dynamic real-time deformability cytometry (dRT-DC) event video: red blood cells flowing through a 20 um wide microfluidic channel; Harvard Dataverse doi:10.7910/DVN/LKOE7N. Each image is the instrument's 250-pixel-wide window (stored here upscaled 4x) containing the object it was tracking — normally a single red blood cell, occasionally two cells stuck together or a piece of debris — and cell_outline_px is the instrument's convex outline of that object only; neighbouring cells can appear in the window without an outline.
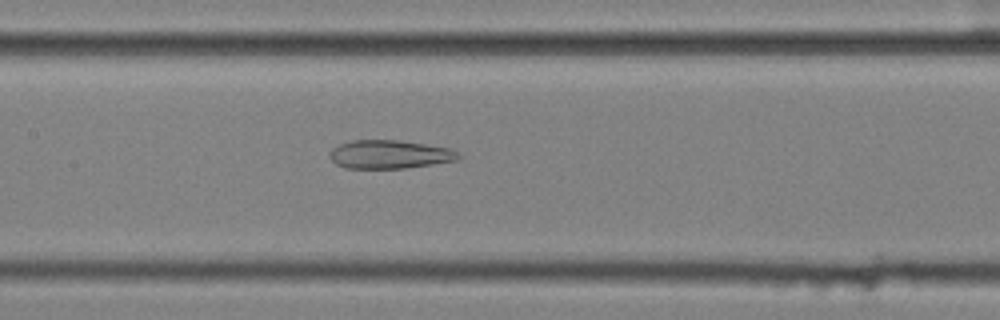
{"species": "common noctule bat (a hibernating species)", "species_latin": "Nyctalus noctula", "temperature_condition": "cold", "stored_images_in_passage": 58, "camera_frame_rate_fps": 3000, "um_per_image_px": 0.085, "animal": {"sex": "female", "body_mass_g": 25.1}, "frame": {"image": 1, "passage_image": 29, "time_ms": 9.333, "image_size_px": [1000, 320], "cell_outline_px": [[460, 156], [456, 160], [404, 168], [344, 168], [336, 164], [328, 156], [328, 152], [332, 148], [340, 144], [352, 140], [400, 140], [452, 148]], "centroid_in_image_um": [33.06, 13.11], "position_along_channel_um": 174.3, "area_um2": 21.33}}
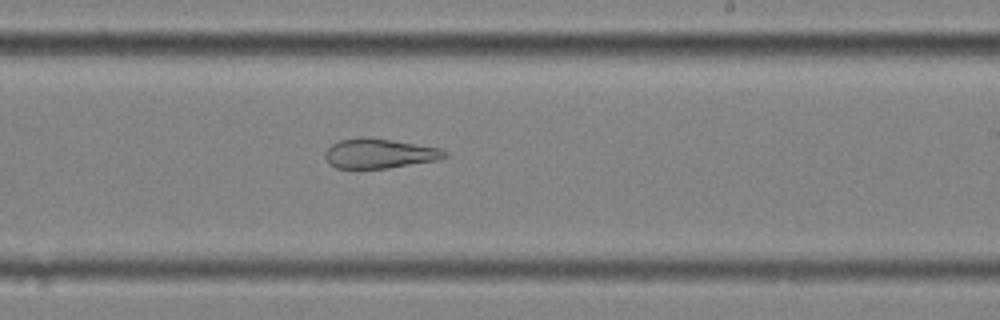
{"frame": {"image": 2, "passage_image": 36, "time_ms": 11.667, "image_size_px": [1000, 320], "cell_outline_px": [[448, 156], [440, 160], [388, 168], [336, 168], [328, 164], [324, 156], [324, 152], [332, 144], [340, 140], [360, 136], [364, 136], [392, 140], [440, 148], [448, 152]], "centroid_in_image_um": [32.24, 13.04], "position_along_channel_um": 256.8, "area_um2": 20.92}}
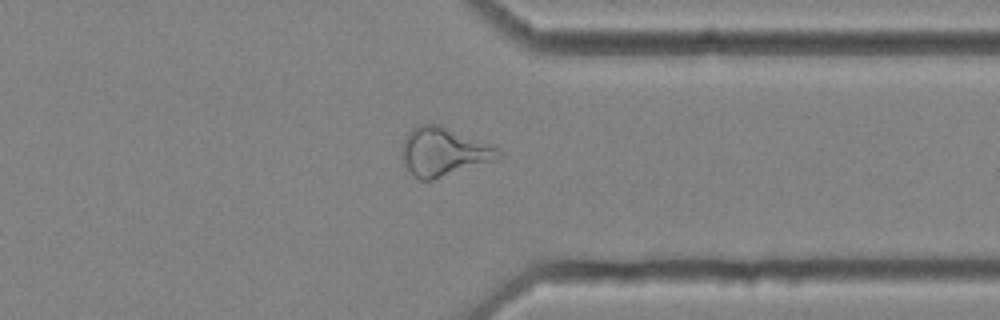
{"frame": {"image": 3, "passage_image": 46, "time_ms": 15.0, "image_size_px": [1000, 320], "cell_outline_px": [[504, 152], [500, 160], [432, 180], [420, 180], [412, 176], [404, 164], [400, 156], [404, 140], [408, 132], [416, 124], [440, 124], [496, 144]], "centroid_in_image_um": [37.8, 12.89], "position_along_channel_um": 373.6, "area_um2": 28.5}, "authors_computed_cell_mechanics": {"area_um2": 28.7844, "velocity_mm_per_s": 3.5466, "shape_relaxation_time_tau1_ms": null, "shape_relaxation_time_tau2_ms": 4.1505, "deformation_change_tau1": null, "deformation_change_tau2": 0.1453}}